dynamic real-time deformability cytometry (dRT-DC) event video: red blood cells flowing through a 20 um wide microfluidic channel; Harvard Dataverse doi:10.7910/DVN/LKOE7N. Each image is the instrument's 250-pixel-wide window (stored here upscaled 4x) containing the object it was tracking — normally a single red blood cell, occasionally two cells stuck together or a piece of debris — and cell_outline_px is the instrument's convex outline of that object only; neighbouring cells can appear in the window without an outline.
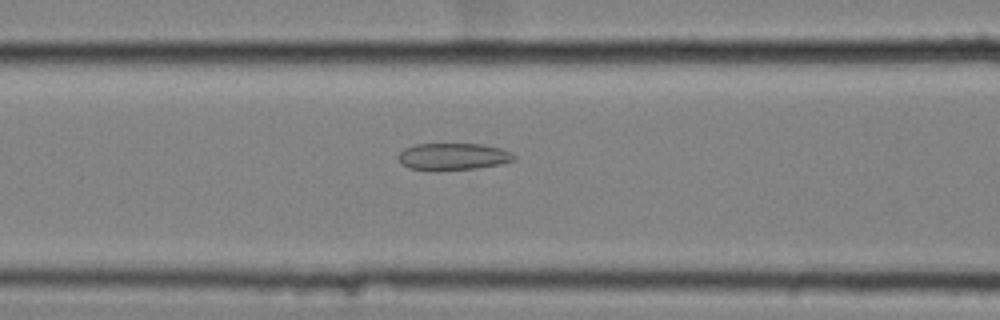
{"species": "common noctule bat (a hibernating species)", "species_latin": "Nyctalus noctula", "temperature_condition": "cold", "stored_images_in_passage": 55, "camera_frame_rate_fps": 3000, "um_per_image_px": 0.085, "animal": {"sex": "female", "body_mass_g": 25.1}, "frame": {"image": 1, "passage_image": 22, "time_ms": 7.0, "image_size_px": [1000, 320], "cell_outline_px": [[516, 160], [500, 164], [476, 168], [436, 172], [408, 168], [400, 164], [396, 156], [404, 148], [416, 144], [480, 144], [500, 148], [512, 152], [516, 156]], "centroid_in_image_um": [38.47, 13.33], "position_along_channel_um": 128.1, "area_um2": 18.67}}
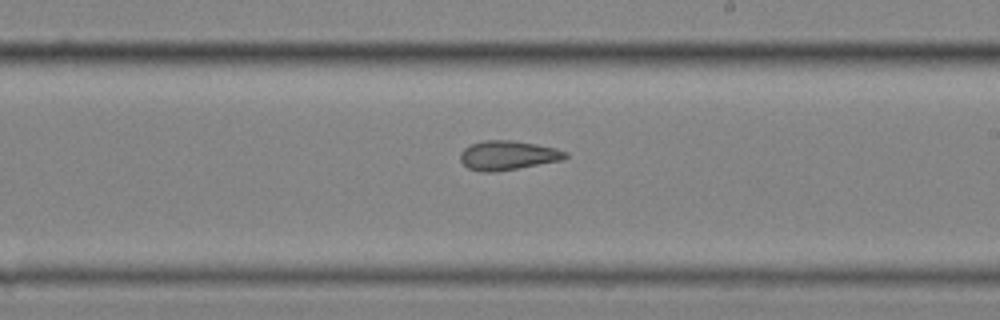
{"frame": {"image": 2, "passage_image": 32, "time_ms": 10.333, "image_size_px": [1000, 320], "cell_outline_px": [[568, 156], [564, 160], [496, 172], [480, 172], [468, 168], [460, 160], [460, 152], [464, 148], [472, 144], [484, 140], [512, 140], [536, 144], [556, 148], [568, 152]], "centroid_in_image_um": [43.18, 13.21], "position_along_channel_um": 245.8, "area_um2": 18.09}}
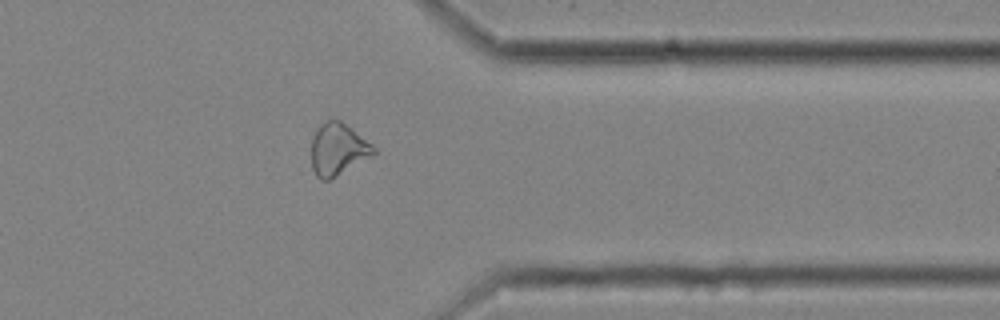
{"frame": {"image": 3, "passage_image": 44, "time_ms": 14.333, "image_size_px": [1000, 320], "cell_outline_px": [[376, 152], [372, 156], [328, 180], [320, 180], [316, 176], [312, 168], [312, 136], [316, 128], [320, 124], [328, 120], [340, 120], [372, 144], [376, 148]], "centroid_in_image_um": [28.7, 12.69], "position_along_channel_um": 382.7, "area_um2": 18.73}, "authors_computed_cell_mechanics": {"area_um2": 19.7098, "velocity_mm_per_s": 3.5414, "shape_relaxation_time_tau1_ms": null, "shape_relaxation_time_tau2_ms": 2.6792, "deformation_change_tau1": null, "deformation_change_tau2": 0.0965}}